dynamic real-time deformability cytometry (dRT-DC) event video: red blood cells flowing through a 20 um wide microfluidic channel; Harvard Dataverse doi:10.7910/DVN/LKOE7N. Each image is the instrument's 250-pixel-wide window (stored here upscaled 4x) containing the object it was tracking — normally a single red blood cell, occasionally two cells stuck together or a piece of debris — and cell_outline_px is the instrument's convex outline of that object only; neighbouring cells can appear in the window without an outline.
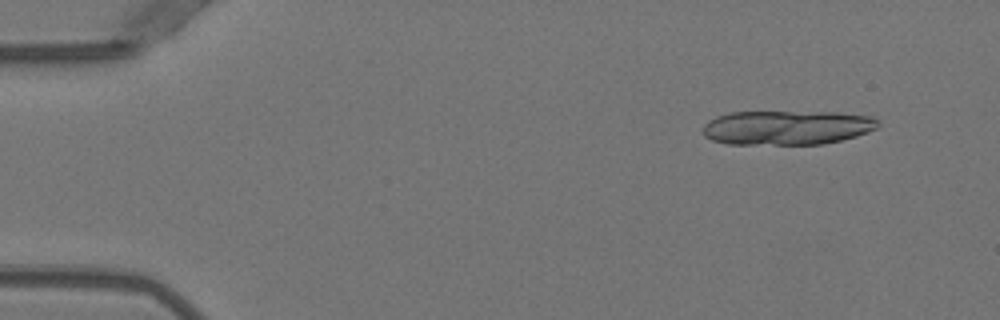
{"species": "Egyptian fruit bat (a non-hibernating species)", "species_latin": "Rousettus aegyptiacus", "temperature_condition": "warm", "stored_images_in_passage": 18, "camera_frame_rate_fps": 3000, "um_per_image_px": 0.085, "animal": {"sex": "female"}, "frame": {"image": 1, "passage_image": 5, "time_ms": 1.333, "image_size_px": [1000, 320], "cell_outline_px": [[880, 124], [876, 128], [868, 132], [856, 136], [824, 144], [728, 144], [712, 140], [704, 136], [704, 124], [708, 120], [716, 116], [728, 112], [836, 112], [872, 116], [880, 120]], "centroid_in_image_um": [66.9, 10.84], "position_along_channel_um": 18.1, "area_um2": 35.32}}